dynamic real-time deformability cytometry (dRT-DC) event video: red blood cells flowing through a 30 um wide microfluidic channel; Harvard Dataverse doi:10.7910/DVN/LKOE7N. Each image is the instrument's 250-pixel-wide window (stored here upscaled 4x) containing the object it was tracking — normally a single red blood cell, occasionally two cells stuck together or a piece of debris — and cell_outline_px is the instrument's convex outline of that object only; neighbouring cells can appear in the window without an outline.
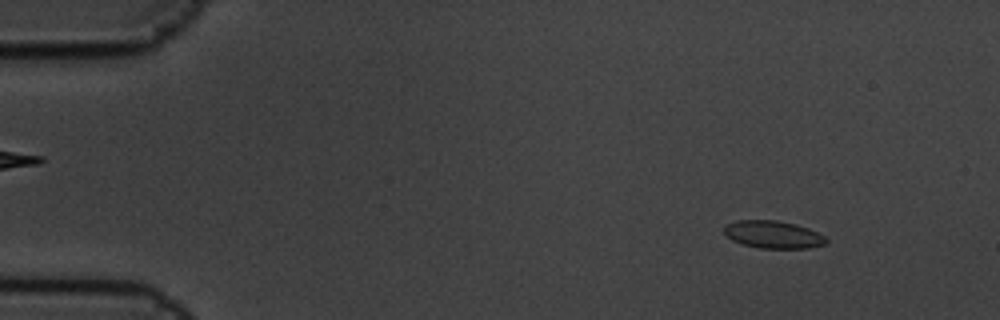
{"species": "common noctule bat (a hibernating species)", "species_latin": "Nyctalus noctula", "temperature_condition": "cold", "stored_images_in_passage": 4, "camera_frame_rate_fps": 3000, "um_per_image_px": 0.085, "animal": {"sex": "male", "body_mass_g": 19.5, "forearm_length_mm": 54.6}, "frame": {"image": 1, "passage_image": 1, "time_ms": 0.0, "image_size_px": [1000, 320], "cell_outline_px": [[828, 240], [824, 244], [808, 248], [760, 248], [744, 244], [732, 240], [724, 232], [724, 224], [736, 220], [776, 220], [796, 224], [808, 228], [824, 236]], "centroid_in_image_um": [65.69, 19.92], "position_along_channel_um": 19.3, "area_um2": 16.3}}
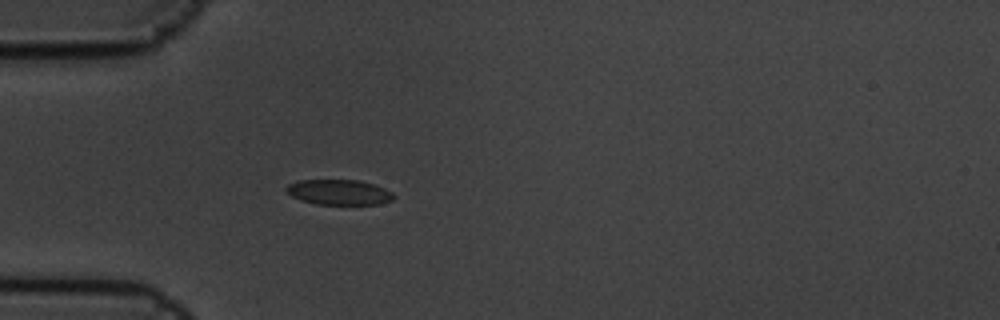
{"frame": {"image": 2, "passage_image": 4, "time_ms": 1.0, "image_size_px": [1000, 320], "cell_outline_px": [[396, 196], [392, 200], [380, 204], [316, 204], [300, 200], [284, 192], [284, 188], [288, 184], [300, 180], [360, 180], [384, 188], [392, 192]], "centroid_in_image_um": [28.79, 16.34], "position_along_channel_um": 56.2, "area_um2": 15.9}}